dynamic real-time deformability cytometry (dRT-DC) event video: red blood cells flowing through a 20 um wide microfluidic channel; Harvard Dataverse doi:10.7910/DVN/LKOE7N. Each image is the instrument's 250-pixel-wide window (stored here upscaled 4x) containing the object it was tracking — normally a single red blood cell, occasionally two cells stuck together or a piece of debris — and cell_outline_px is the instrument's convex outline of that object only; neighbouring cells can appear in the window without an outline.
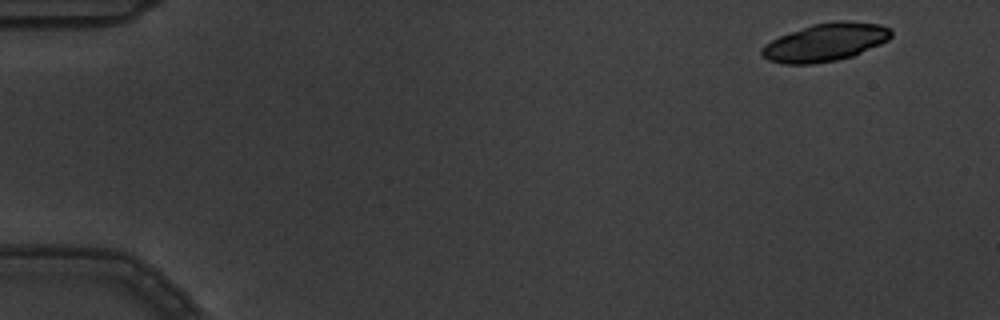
{"species": "common noctule bat (a hibernating species)", "species_latin": "Nyctalus noctula", "temperature_condition": "warm", "stored_images_in_passage": 5, "camera_frame_rate_fps": 3000, "um_per_image_px": 0.085, "animal": {"sex": "male", "body_mass_g": 19.5, "forearm_length_mm": 54.6}, "frame": {"image": 1, "passage_image": 1, "time_ms": 0.0, "image_size_px": [1000, 320], "cell_outline_px": [[892, 36], [888, 40], [880, 44], [852, 56], [836, 60], [812, 64], [784, 64], [768, 60], [760, 52], [760, 48], [764, 44], [780, 36], [812, 24], [840, 20], [844, 20], [880, 24], [888, 28], [892, 32]], "centroid_in_image_um": [70.15, 3.59], "position_along_channel_um": 14.9, "area_um2": 28.44}}